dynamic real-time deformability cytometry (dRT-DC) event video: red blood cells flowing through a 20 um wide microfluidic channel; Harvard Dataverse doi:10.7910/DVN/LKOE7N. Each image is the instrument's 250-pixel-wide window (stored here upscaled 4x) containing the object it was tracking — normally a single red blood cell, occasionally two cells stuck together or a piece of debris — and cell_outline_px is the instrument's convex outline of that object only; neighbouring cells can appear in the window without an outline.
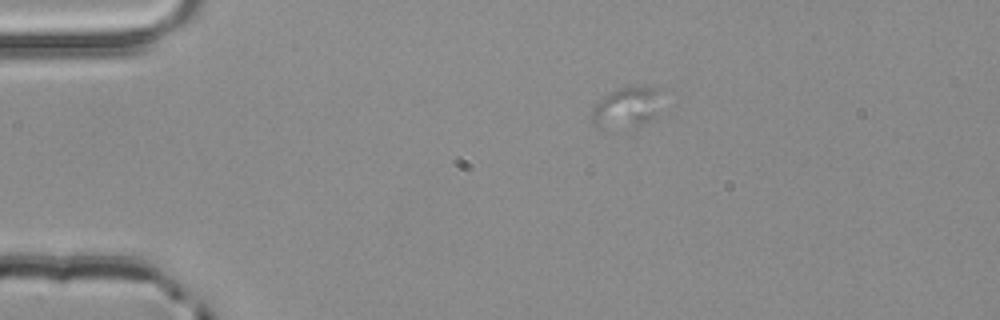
{"species": "common noctule bat (a hibernating species)", "species_latin": "Nyctalus noctula", "temperature_condition": "room temperature", "stored_images_in_passage": 3, "segment_of_instrument_passage": [1, 2], "camera_frame_rate_fps": 3000, "um_per_image_px": 0.085, "animal": {"sex": "male", "body_mass_g": 20.4}, "frame": {"image": 1, "passage_image": 1, "time_ms": 0.0, "image_size_px": [1000, 320], "cell_outline_px": [[660, 88], [652, 116], [648, 120], [640, 124], [604, 132], [596, 128], [592, 124], [592, 108], [604, 96], [616, 88], [628, 84], [632, 84]], "centroid_in_image_um": [53.11, 9.13], "position_along_channel_um": 31.9, "area_um2": 16.7}}